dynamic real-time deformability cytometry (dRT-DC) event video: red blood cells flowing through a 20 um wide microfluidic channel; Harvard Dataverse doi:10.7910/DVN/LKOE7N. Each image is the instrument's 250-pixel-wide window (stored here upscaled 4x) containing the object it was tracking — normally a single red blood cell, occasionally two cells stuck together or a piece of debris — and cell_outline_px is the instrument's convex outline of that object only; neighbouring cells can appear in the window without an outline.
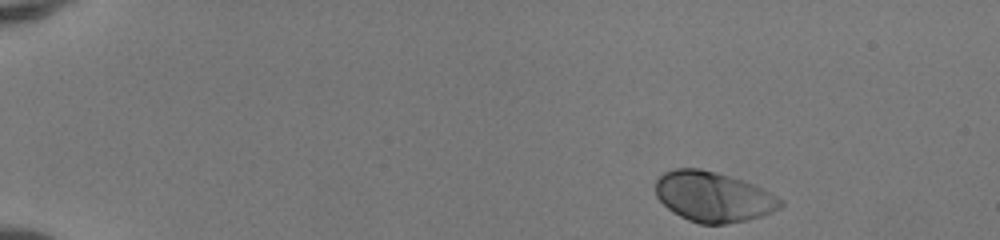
{"species": "human", "species_latin": "Homo sapiens", "temperature_condition": "room temperature", "stored_images_in_passage": 45, "camera_frame_rate_fps": 3000, "um_per_image_px": 0.085, "donor": {"sex": "female"}, "frame": {"image": 1, "passage_image": 1, "time_ms": 0.0, "image_size_px": [1000, 240], "cell_outline_px": [[784, 204], [780, 208], [772, 212], [748, 220], [724, 224], [700, 224], [688, 220], [680, 216], [668, 208], [656, 196], [656, 180], [664, 172], [672, 168], [700, 168], [716, 172], [744, 180], [756, 184], [784, 200]], "centroid_in_image_um": [60.65, 16.71], "position_along_channel_um": 24.3, "area_um2": 36.76}}
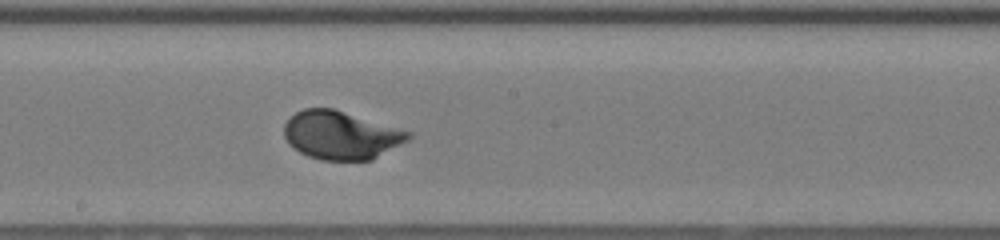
{"frame": {"image": 2, "passage_image": 24, "time_ms": 7.667, "image_size_px": [1000, 240], "cell_outline_px": [[412, 136], [408, 140], [372, 160], [320, 160], [308, 156], [292, 148], [288, 144], [284, 136], [284, 124], [296, 112], [304, 108], [332, 108], [412, 132]], "centroid_in_image_um": [28.96, 11.5], "position_along_channel_um": 219.2, "area_um2": 34.85}}
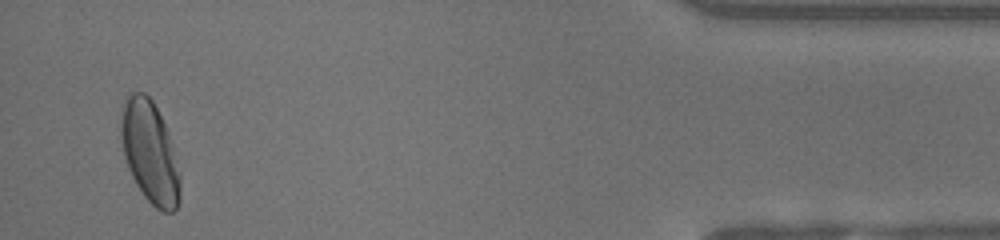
{"frame": {"image": 3, "passage_image": 43, "time_ms": 14.0, "image_size_px": [1000, 240], "cell_outline_px": [[180, 196], [176, 208], [172, 212], [160, 212], [144, 196], [136, 184], [128, 168], [124, 156], [120, 136], [120, 124], [124, 100], [128, 92], [144, 92], [152, 100], [168, 132], [180, 176]], "centroid_in_image_um": [12.71, 12.93], "position_along_channel_um": 422.5, "area_um2": 34.97}, "authors_computed_cell_mechanics": {"area_um2": 34.8534, "velocity_mm_per_s": 4.1338, "shape_relaxation_time_tau1_ms": 2.1753, "shape_relaxation_time_tau2_ms": null, "deformation_change_tau1": 0.1397, "deformation_change_tau2": null}}